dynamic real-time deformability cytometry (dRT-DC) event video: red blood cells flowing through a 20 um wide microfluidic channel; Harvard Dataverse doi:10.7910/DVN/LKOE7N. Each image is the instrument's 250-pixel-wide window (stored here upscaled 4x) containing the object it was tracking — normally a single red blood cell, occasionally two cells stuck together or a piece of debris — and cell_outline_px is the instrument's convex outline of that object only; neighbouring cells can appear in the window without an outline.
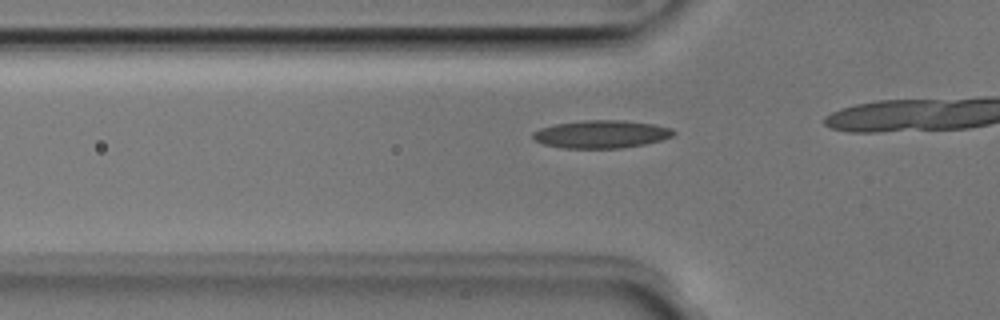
{"species": "Egyptian fruit bat (a non-hibernating species)", "species_latin": "Rousettus aegyptiacus", "temperature_condition": "room temperature", "stored_images_in_passage": 16, "camera_frame_rate_fps": 3000, "um_per_image_px": 0.085, "animal": {"sex": "male"}, "frame": {"image": 1, "passage_image": 12, "time_ms": 3.667, "image_size_px": [1000, 320], "cell_outline_px": [[676, 132], [672, 136], [660, 140], [644, 144], [620, 148], [564, 148], [544, 144], [536, 140], [532, 136], [532, 132], [540, 128], [556, 124], [584, 120], [624, 120], [656, 124], [672, 128]], "centroid_in_image_um": [51.13, 11.39], "position_along_channel_um": 74.7, "area_um2": 22.77}}
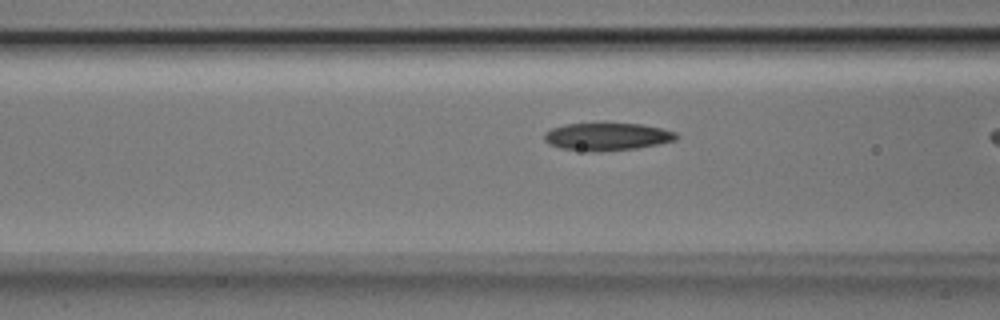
{"frame": {"image": 2, "passage_image": 15, "time_ms": 4.667, "image_size_px": [1000, 320], "cell_outline_px": [[680, 136], [676, 140], [636, 148], [560, 148], [548, 144], [544, 140], [544, 132], [552, 128], [564, 124], [604, 120], [640, 124], [660, 128], [676, 132]], "centroid_in_image_um": [51.6, 11.5], "position_along_channel_um": 115.0, "area_um2": 21.1}}